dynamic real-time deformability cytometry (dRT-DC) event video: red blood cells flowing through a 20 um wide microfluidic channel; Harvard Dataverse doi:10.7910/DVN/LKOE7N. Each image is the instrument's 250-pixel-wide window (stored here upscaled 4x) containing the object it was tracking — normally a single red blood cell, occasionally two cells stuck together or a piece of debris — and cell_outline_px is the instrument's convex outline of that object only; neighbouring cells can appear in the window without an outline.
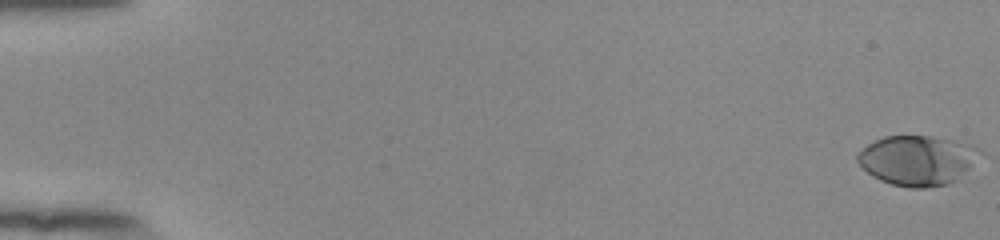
{"species": "human", "species_latin": "Homo sapiens", "temperature_condition": "room temperature", "stored_images_in_passage": 55, "camera_frame_rate_fps": 3000, "um_per_image_px": 0.085, "donor": {"sex": "female"}, "frame": {"image": 1, "passage_image": 1, "time_ms": 0.0, "image_size_px": [1000, 240], "cell_outline_px": [[976, 152], [968, 168], [956, 180], [948, 184], [928, 188], [908, 188], [892, 184], [880, 180], [872, 176], [856, 160], [856, 156], [868, 144], [884, 136], [932, 136], [972, 144], [976, 148]], "centroid_in_image_um": [77.9, 13.63], "position_along_channel_um": 7.1, "area_um2": 34.85}}
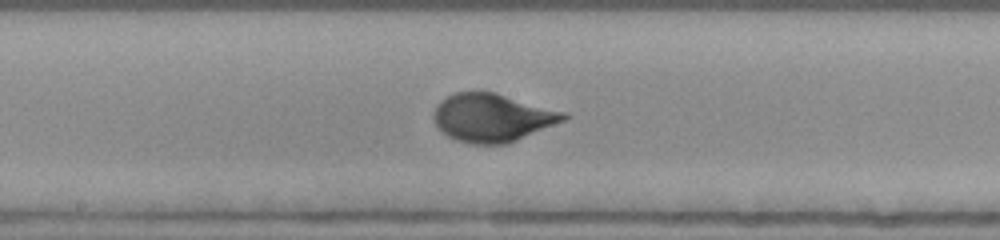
{"frame": {"image": 2, "passage_image": 31, "time_ms": 10.0, "image_size_px": [1000, 240], "cell_outline_px": [[568, 116], [564, 120], [508, 144], [472, 144], [456, 140], [448, 136], [436, 124], [432, 116], [436, 104], [440, 100], [456, 92], [496, 92], [568, 112]], "centroid_in_image_um": [41.85, 9.99], "position_along_channel_um": 206.3, "area_um2": 36.53}}
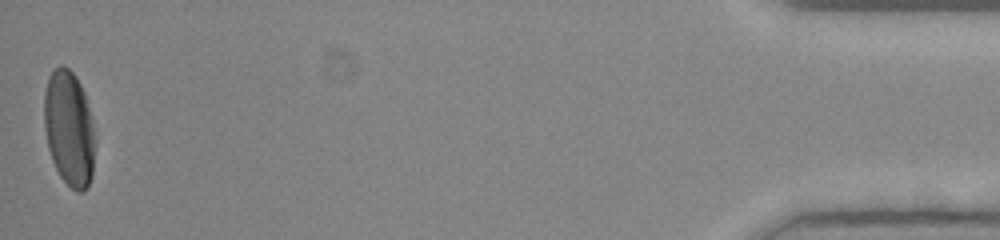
{"frame": {"image": 3, "passage_image": 55, "time_ms": 18.0, "image_size_px": [1000, 240], "cell_outline_px": [[96, 140], [92, 176], [88, 188], [84, 192], [76, 192], [60, 176], [52, 160], [48, 148], [44, 128], [44, 92], [48, 76], [60, 64], [68, 68], [76, 76], [84, 92], [92, 116]], "centroid_in_image_um": [5.89, 10.93], "position_along_channel_um": 429.3, "area_um2": 34.8}, "authors_computed_cell_mechanics": {"area_um2": 34.7378, "velocity_mm_per_s": 3.8688, "shape_relaxation_time_tau1_ms": 3.3449, "shape_relaxation_time_tau2_ms": null, "deformation_change_tau1": 0.1972, "deformation_change_tau2": null}}